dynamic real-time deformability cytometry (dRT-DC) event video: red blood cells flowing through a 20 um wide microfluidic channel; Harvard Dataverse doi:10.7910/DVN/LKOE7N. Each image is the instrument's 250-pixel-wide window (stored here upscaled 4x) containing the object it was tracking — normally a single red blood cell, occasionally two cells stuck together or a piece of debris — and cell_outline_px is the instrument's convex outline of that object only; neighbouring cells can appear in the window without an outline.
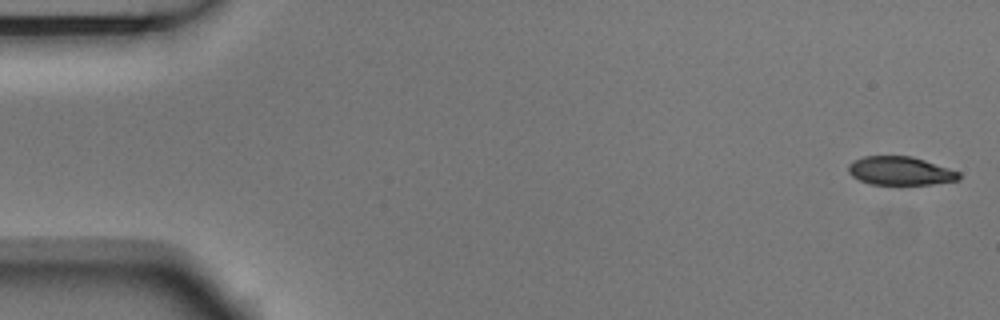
{"species": "Egyptian fruit bat (a non-hibernating species)", "species_latin": "Rousettus aegyptiacus", "temperature_condition": "room temperature", "stored_images_in_passage": 5, "camera_frame_rate_fps": 3000, "um_per_image_px": 0.085, "animal": {"sex": "male"}, "frame": {"image": 1, "passage_image": 1, "time_ms": 0.0, "image_size_px": [1000, 320], "cell_outline_px": [[960, 180], [932, 184], [872, 184], [860, 180], [852, 176], [848, 172], [848, 164], [852, 160], [864, 156], [912, 156], [960, 172]], "centroid_in_image_um": [76.5, 14.52], "position_along_channel_um": 8.5, "area_um2": 18.32}}
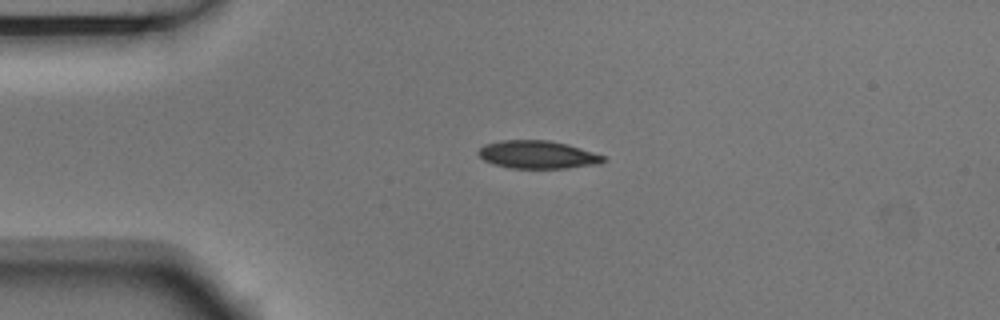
{"frame": {"image": 2, "passage_image": 4, "time_ms": 1.0, "image_size_px": [1000, 320], "cell_outline_px": [[608, 160], [600, 164], [568, 168], [512, 168], [492, 164], [484, 160], [476, 152], [484, 144], [500, 140], [548, 140], [568, 144], [604, 156]], "centroid_in_image_um": [45.69, 13.14], "position_along_channel_um": 39.3, "area_um2": 20.46}}